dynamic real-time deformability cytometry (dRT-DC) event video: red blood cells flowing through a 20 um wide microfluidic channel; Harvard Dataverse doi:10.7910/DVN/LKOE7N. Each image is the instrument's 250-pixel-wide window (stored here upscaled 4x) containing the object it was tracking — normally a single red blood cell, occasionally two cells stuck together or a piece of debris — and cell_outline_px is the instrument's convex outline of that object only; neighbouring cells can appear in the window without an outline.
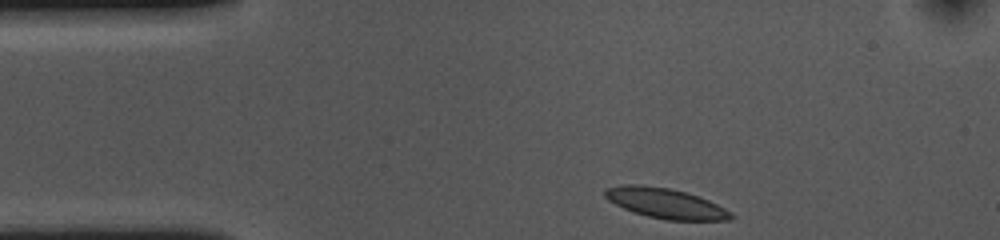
{"species": "common noctule bat (a hibernating species)", "species_latin": "Nyctalus noctula", "temperature_condition": "cold", "stored_images_in_passage": 35, "camera_frame_rate_fps": 3000, "um_per_image_px": 0.085, "animal": {"sex": "female", "body_mass_g": 10.0, "forearm_length_mm": 53.1}, "frame": {"image": 1, "passage_image": 1, "time_ms": 0.0, "image_size_px": [1000, 240], "cell_outline_px": [[736, 216], [732, 220], [668, 220], [648, 216], [632, 212], [608, 200], [604, 196], [604, 188], [620, 184], [644, 184], [668, 188], [684, 192], [708, 200], [732, 212]], "centroid_in_image_um": [56.54, 17.27], "position_along_channel_um": 28.5, "area_um2": 22.2}}
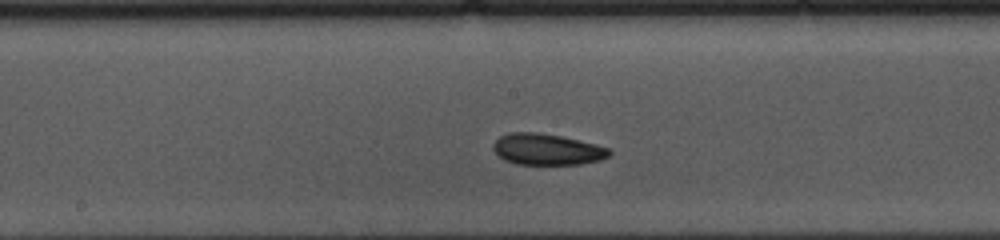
{"frame": {"image": 2, "passage_image": 19, "time_ms": 6.0, "image_size_px": [1000, 240], "cell_outline_px": [[612, 152], [608, 156], [600, 160], [580, 164], [516, 164], [504, 160], [492, 148], [492, 144], [500, 136], [508, 132], [540, 132], [580, 140], [608, 148]], "centroid_in_image_um": [46.47, 12.69], "position_along_channel_um": 201.7, "area_um2": 21.1}}
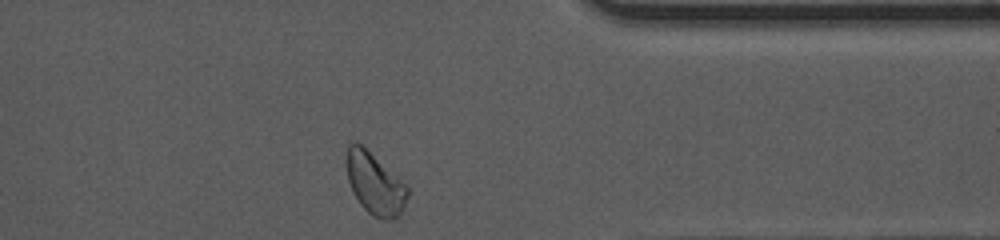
{"frame": {"image": 3, "passage_image": 35, "time_ms": 11.333, "image_size_px": [1000, 240], "cell_outline_px": [[408, 196], [400, 216], [392, 220], [384, 220], [372, 216], [360, 204], [348, 180], [344, 164], [344, 160], [348, 144], [352, 140], [356, 140], [400, 180], [408, 188]], "centroid_in_image_um": [31.81, 15.61], "position_along_channel_um": 379.6, "area_um2": 21.91}, "authors_computed_cell_mechanics": {"area_um2": 21.386, "velocity_mm_per_s": 3.5927, "shape_relaxation_time_tau1_ms": null, "shape_relaxation_time_tau2_ms": 3.4779, "deformation_change_tau1": null, "deformation_change_tau2": 0.0918}}